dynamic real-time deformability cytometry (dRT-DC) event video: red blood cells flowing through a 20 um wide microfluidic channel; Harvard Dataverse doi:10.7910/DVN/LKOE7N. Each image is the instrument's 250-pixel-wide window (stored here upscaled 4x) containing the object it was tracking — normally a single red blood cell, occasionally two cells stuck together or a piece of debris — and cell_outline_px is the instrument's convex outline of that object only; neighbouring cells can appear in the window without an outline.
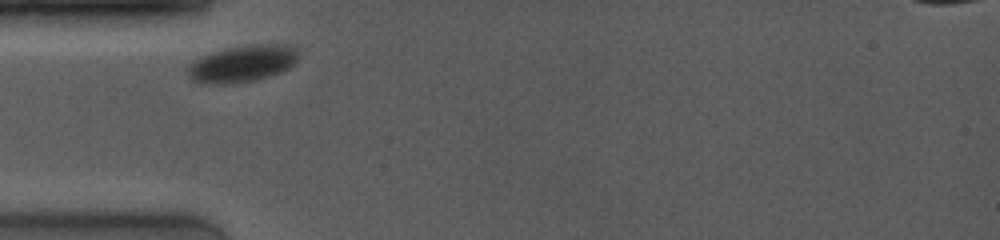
{"species": "common noctule bat (a hibernating species)", "species_latin": "Nyctalus noctula", "temperature_condition": "room temperature", "stored_images_in_passage": 11, "camera_frame_rate_fps": 4000, "um_per_image_px": 0.085, "animal": {"sex": "female", "body_mass_g": 19.0, "forearm_length_mm": 53.3}, "frame": {"image": 1, "passage_image": 1, "time_ms": 0.0, "image_size_px": [1000, 240], "cell_outline_px": [[296, 60], [288, 68], [280, 72], [268, 76], [252, 80], [232, 84], [200, 84], [192, 80], [188, 76], [188, 68], [200, 56], [212, 52], [228, 48], [248, 44], [284, 44], [296, 48]], "centroid_in_image_um": [20.56, 5.41], "position_along_channel_um": 64.4, "area_um2": 23.52}}
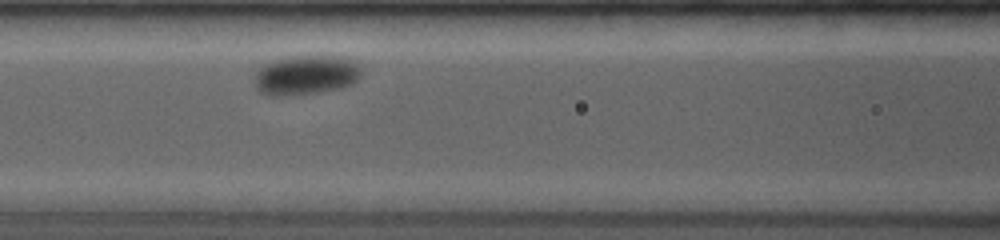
{"frame": {"image": 2, "passage_image": 5, "time_ms": 2.25, "image_size_px": [1000, 240], "cell_outline_px": [[360, 76], [352, 84], [340, 88], [292, 96], [268, 96], [260, 92], [256, 88], [256, 72], [264, 64], [272, 60], [288, 56], [336, 56], [352, 60], [360, 68]], "centroid_in_image_um": [25.96, 6.38], "position_along_channel_um": 140.6, "area_um2": 24.62}}